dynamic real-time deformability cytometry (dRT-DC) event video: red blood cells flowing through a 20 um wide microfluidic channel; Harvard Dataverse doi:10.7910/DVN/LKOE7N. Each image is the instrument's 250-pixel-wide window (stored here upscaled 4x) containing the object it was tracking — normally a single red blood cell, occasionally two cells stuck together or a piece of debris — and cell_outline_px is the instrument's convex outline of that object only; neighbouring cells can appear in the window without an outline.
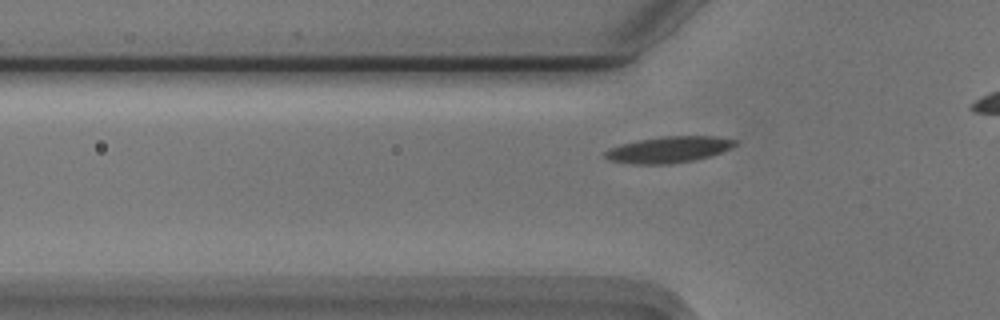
{"species": "Egyptian fruit bat (a non-hibernating species)", "species_latin": "Rousettus aegyptiacus", "temperature_condition": "cold", "stored_images_in_passage": 34, "camera_frame_rate_fps": 3000, "um_per_image_px": 0.085, "animal": {"sex": "male"}, "frame": {"image": 1, "passage_image": 7, "time_ms": 2.0, "image_size_px": [1000, 320], "cell_outline_px": [[736, 144], [732, 148], [712, 156], [692, 160], [668, 164], [632, 164], [608, 160], [604, 156], [604, 152], [608, 148], [620, 144], [660, 136], [720, 136], [736, 140]], "centroid_in_image_um": [56.84, 12.71], "position_along_channel_um": 69.0, "area_um2": 20.06}}
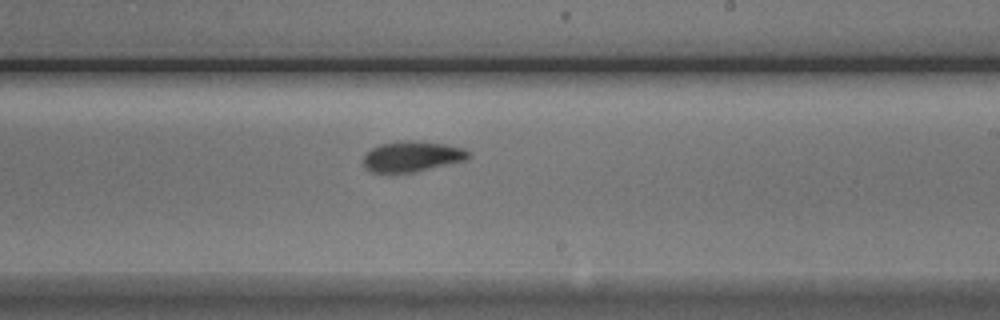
{"frame": {"image": 2, "passage_image": 22, "time_ms": 7.0, "image_size_px": [1000, 320], "cell_outline_px": [[472, 156], [464, 160], [412, 172], [388, 176], [368, 172], [364, 168], [364, 156], [372, 148], [380, 144], [408, 140], [444, 144], [464, 148], [472, 152]], "centroid_in_image_um": [34.96, 13.34], "position_along_channel_um": 254.0, "area_um2": 19.07}}
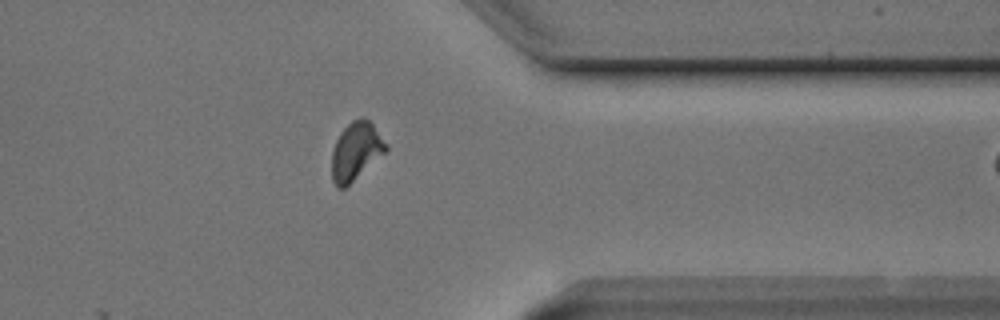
{"frame": {"image": 3, "passage_image": 33, "time_ms": 10.667, "image_size_px": [1000, 320], "cell_outline_px": [[388, 148], [384, 152], [344, 188], [336, 188], [332, 180], [332, 152], [336, 140], [340, 132], [352, 120], [360, 116], [364, 116], [372, 124], [388, 144]], "centroid_in_image_um": [30.23, 12.82], "position_along_channel_um": 381.2, "area_um2": 17.98}}